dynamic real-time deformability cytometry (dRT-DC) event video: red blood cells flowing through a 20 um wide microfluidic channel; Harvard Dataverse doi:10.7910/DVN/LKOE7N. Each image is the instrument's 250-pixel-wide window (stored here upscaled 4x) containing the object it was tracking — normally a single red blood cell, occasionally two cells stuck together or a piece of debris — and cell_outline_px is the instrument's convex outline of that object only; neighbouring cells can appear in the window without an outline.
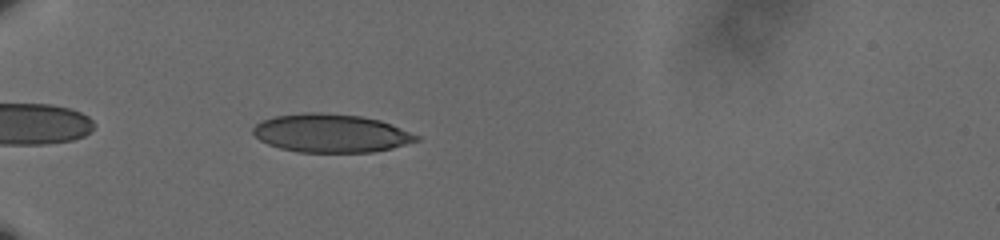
{"species": "human", "species_latin": "Homo sapiens", "temperature_condition": "cold", "stored_images_in_passage": 43, "camera_frame_rate_fps": 3000, "um_per_image_px": 0.085, "donor": {"sex": "male"}, "frame": {"image": 1, "passage_image": 4, "time_ms": 1.0, "image_size_px": [1000, 240], "cell_outline_px": [[420, 140], [392, 148], [372, 152], [296, 152], [280, 148], [268, 144], [260, 140], [252, 132], [252, 128], [256, 124], [264, 120], [276, 116], [304, 112], [324, 112], [360, 116], [380, 120], [392, 124], [420, 136]], "centroid_in_image_um": [28.14, 11.32], "position_along_channel_um": 56.9, "area_um2": 36.59}}
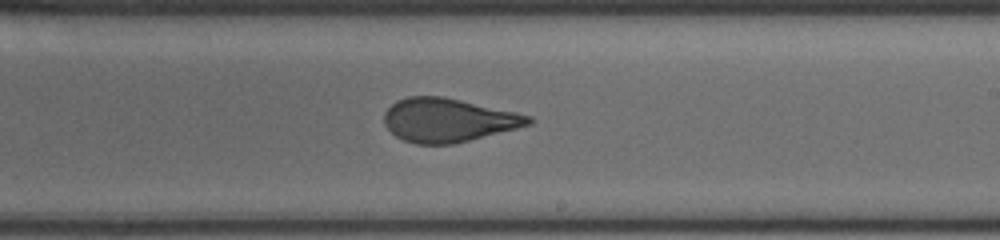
{"frame": {"image": 2, "passage_image": 22, "time_ms": 7.0, "image_size_px": [1000, 240], "cell_outline_px": [[536, 120], [532, 124], [452, 144], [416, 144], [404, 140], [396, 136], [384, 124], [384, 112], [396, 100], [408, 96], [444, 96], [516, 112], [532, 116]], "centroid_in_image_um": [38.09, 10.19], "position_along_channel_um": 250.9, "area_um2": 36.65}}
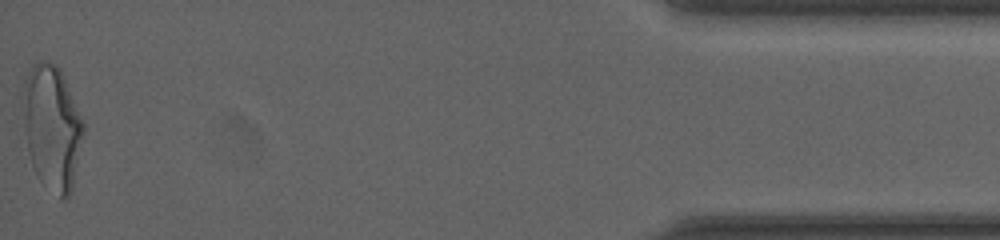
{"frame": {"image": 3, "passage_image": 43, "time_ms": 14.0, "image_size_px": [1000, 240], "cell_outline_px": [[84, 132], [72, 188], [68, 196], [60, 200], [36, 176], [32, 164], [28, 148], [20, 100], [24, 80], [32, 64], [36, 60], [44, 60], [56, 64], [60, 68], [84, 120]], "centroid_in_image_um": [4.4, 10.77], "position_along_channel_um": 430.8, "area_um2": 44.45}, "authors_computed_cell_mechanics": {"area_um2": 37.5122, "velocity_mm_per_s": 3.6143, "shape_relaxation_time_tau1_ms": 5.8376, "shape_relaxation_time_tau2_ms": 0.7987, "deformation_change_tau1": 0.1836, "deformation_change_tau2": 0.0704}}